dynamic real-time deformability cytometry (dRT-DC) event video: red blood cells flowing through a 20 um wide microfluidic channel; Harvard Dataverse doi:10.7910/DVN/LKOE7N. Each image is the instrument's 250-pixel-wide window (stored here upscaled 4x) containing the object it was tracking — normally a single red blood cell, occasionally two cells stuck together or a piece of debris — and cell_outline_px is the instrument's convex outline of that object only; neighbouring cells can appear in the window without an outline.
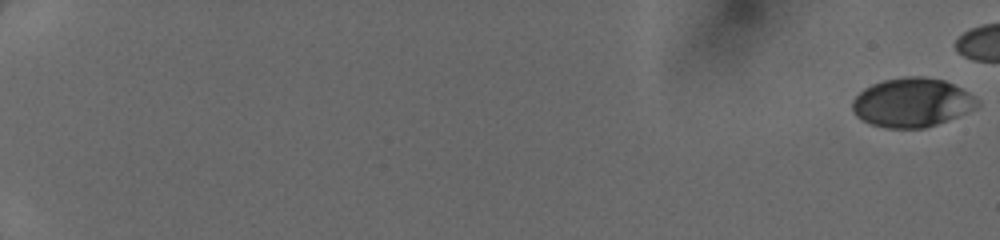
{"species": "human", "species_latin": "Homo sapiens", "temperature_condition": "cold", "stored_images_in_passage": 48, "camera_frame_rate_fps": 3000, "um_per_image_px": 0.085, "donor": {"sex": "female"}, "frame": {"image": 1, "passage_image": 1, "time_ms": 0.0, "image_size_px": [1000, 240], "cell_outline_px": [[980, 104], [976, 108], [968, 112], [936, 124], [924, 128], [888, 128], [872, 124], [856, 116], [852, 108], [852, 100], [864, 88], [872, 84], [884, 80], [904, 76], [924, 76], [944, 80], [968, 92]], "centroid_in_image_um": [77.5, 8.71], "position_along_channel_um": 7.5, "area_um2": 35.43}}
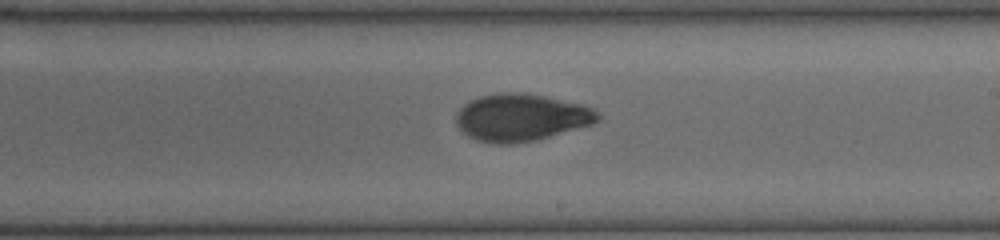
{"frame": {"image": 2, "passage_image": 34, "time_ms": 11.0, "image_size_px": [1000, 240], "cell_outline_px": [[600, 120], [592, 124], [536, 140], [512, 144], [492, 144], [476, 140], [468, 136], [456, 124], [456, 112], [464, 104], [480, 96], [496, 92], [524, 92], [584, 104], [592, 108], [600, 116]], "centroid_in_image_um": [44.28, 9.98], "position_along_channel_um": 244.7, "area_um2": 39.19}}
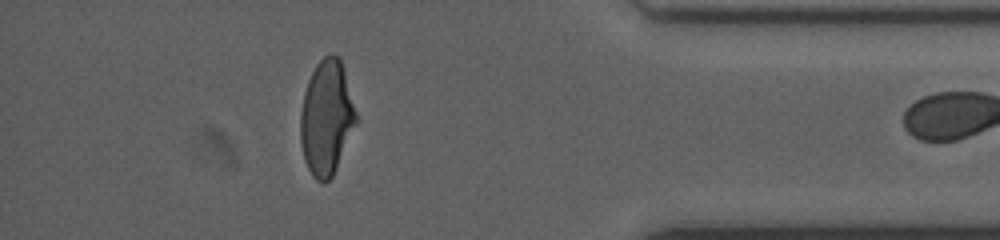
{"frame": {"image": 3, "passage_image": 47, "time_ms": 15.333, "image_size_px": [1000, 240], "cell_outline_px": [[360, 120], [332, 176], [324, 184], [316, 180], [312, 176], [304, 160], [300, 144], [300, 112], [304, 92], [308, 80], [316, 64], [324, 56], [332, 52], [340, 56]], "centroid_in_image_um": [27.78, 9.99], "position_along_channel_um": 407.4, "area_um2": 38.09}}